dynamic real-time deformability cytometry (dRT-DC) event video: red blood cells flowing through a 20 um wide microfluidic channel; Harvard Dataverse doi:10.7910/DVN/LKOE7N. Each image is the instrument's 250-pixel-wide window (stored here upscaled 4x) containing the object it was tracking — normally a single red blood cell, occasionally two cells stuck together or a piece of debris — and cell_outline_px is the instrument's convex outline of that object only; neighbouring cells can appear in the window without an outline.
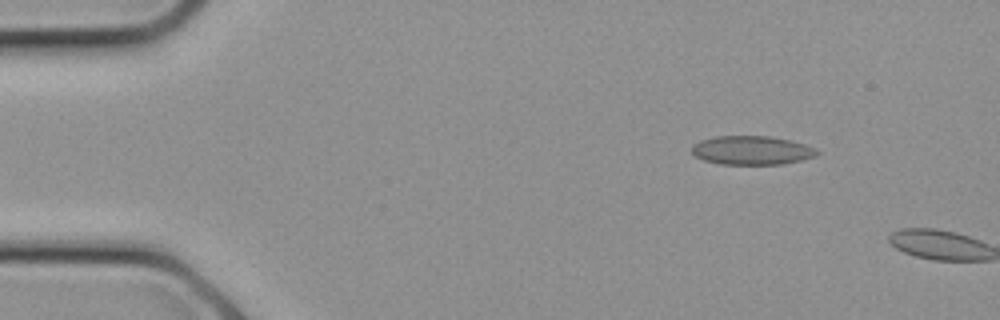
{"species": "common noctule bat (a hibernating species)", "species_latin": "Nyctalus noctula", "temperature_condition": "cold", "stored_images_in_passage": 3, "camera_frame_rate_fps": 3000, "um_per_image_px": 0.085, "animal": {"sex": "female", "body_mass_g": 21.9}, "frame": {"image": 1, "passage_image": 2, "time_ms": 0.333, "image_size_px": [1000, 320], "cell_outline_px": [[820, 152], [816, 156], [784, 164], [720, 164], [704, 160], [696, 156], [692, 152], [692, 144], [700, 140], [716, 136], [772, 136], [792, 140], [816, 148]], "centroid_in_image_um": [63.92, 12.77], "position_along_channel_um": 21.1, "area_um2": 21.15}}